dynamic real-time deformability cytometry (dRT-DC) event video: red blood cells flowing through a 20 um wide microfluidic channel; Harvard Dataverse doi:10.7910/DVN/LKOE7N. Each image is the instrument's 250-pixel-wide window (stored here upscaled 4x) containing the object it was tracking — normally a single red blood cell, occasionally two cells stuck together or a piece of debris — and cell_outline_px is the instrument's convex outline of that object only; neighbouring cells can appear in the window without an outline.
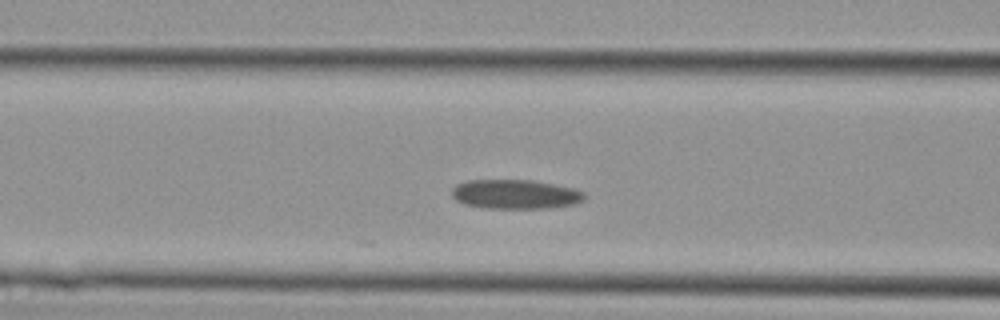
{"species": "Egyptian fruit bat (a non-hibernating species)", "species_latin": "Rousettus aegyptiacus", "temperature_condition": "cold", "stored_images_in_passage": 23, "camera_frame_rate_fps": 3000, "um_per_image_px": 0.085, "animal": {"sex": "female"}, "frame": {"image": 1, "passage_image": 13, "time_ms": 4.0, "image_size_px": [1000, 320], "cell_outline_px": [[584, 200], [576, 204], [548, 208], [484, 208], [464, 204], [456, 200], [452, 196], [452, 188], [456, 184], [468, 180], [532, 180], [572, 188], [584, 192]], "centroid_in_image_um": [43.78, 16.51], "position_along_channel_um": 122.8, "area_um2": 22.66}}
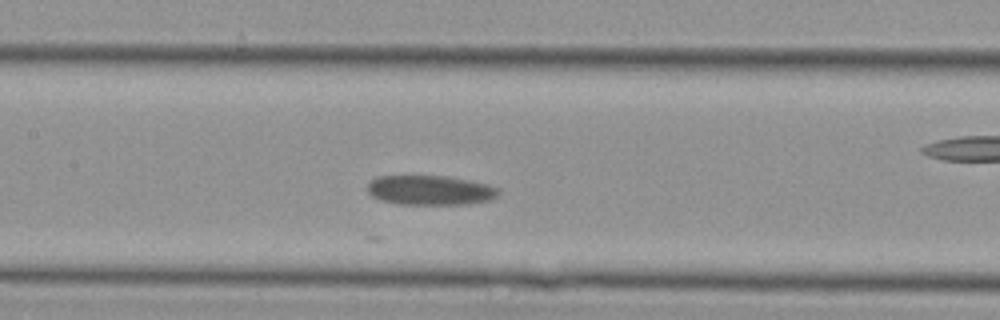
{"frame": {"image": 2, "passage_image": 16, "time_ms": 5.0, "image_size_px": [1000, 320], "cell_outline_px": [[500, 192], [496, 196], [488, 200], [464, 204], [400, 204], [380, 200], [372, 196], [368, 192], [368, 184], [376, 176], [448, 176], [488, 184], [500, 188]], "centroid_in_image_um": [36.56, 16.16], "position_along_channel_um": 170.8, "area_um2": 22.54}}
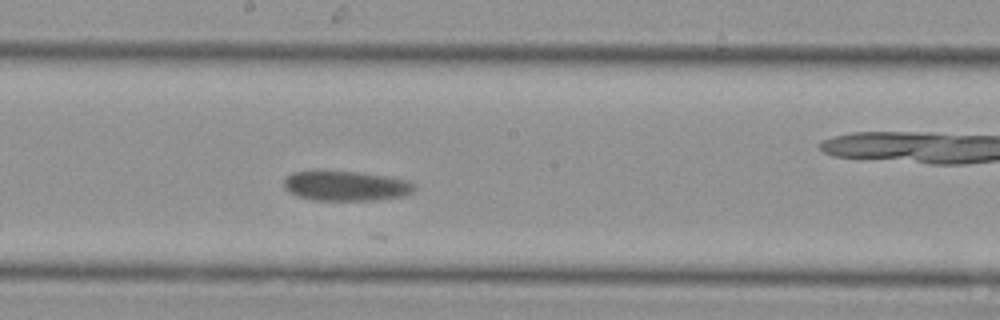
{"frame": {"image": 3, "passage_image": 19, "time_ms": 6.0, "image_size_px": [1000, 320], "cell_outline_px": [[416, 188], [412, 192], [404, 196], [372, 200], [312, 200], [296, 196], [288, 192], [284, 188], [284, 180], [292, 172], [312, 168], [320, 168], [356, 172], [384, 176], [408, 180]], "centroid_in_image_um": [29.29, 15.76], "position_along_channel_um": 218.9, "area_um2": 23.41}}